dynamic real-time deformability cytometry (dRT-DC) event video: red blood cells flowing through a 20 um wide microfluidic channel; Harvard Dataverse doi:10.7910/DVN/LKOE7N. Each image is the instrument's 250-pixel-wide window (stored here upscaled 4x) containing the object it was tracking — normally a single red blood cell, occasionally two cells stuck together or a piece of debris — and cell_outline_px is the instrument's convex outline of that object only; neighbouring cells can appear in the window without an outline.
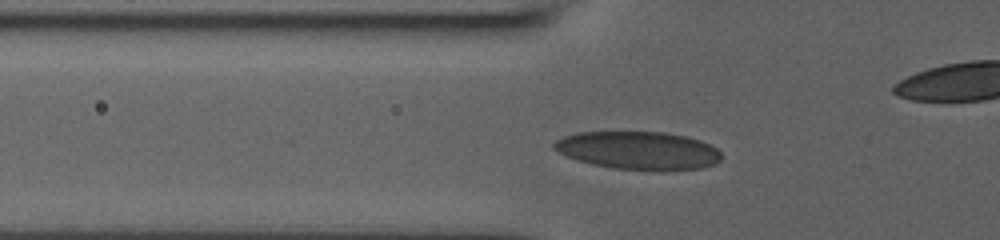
{"species": "human", "species_latin": "Homo sapiens", "temperature_condition": "room temperature", "stored_images_in_passage": 40, "camera_frame_rate_fps": 3000, "um_per_image_px": 0.085, "donor": {"sex": "male"}, "frame": {"image": 1, "passage_image": 13, "time_ms": 4.0, "image_size_px": [1000, 240], "cell_outline_px": [[724, 156], [716, 164], [700, 168], [616, 168], [592, 164], [576, 160], [556, 152], [552, 148], [552, 144], [556, 140], [564, 136], [576, 132], [664, 132], [684, 136], [700, 140], [716, 148]], "centroid_in_image_um": [54.2, 12.75], "position_along_channel_um": 71.6, "area_um2": 36.41}}
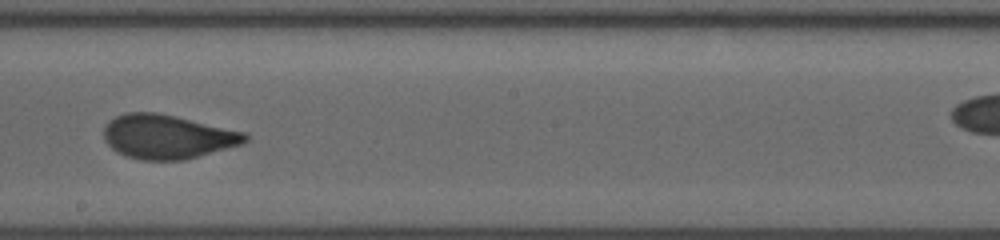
{"frame": {"image": 2, "passage_image": 25, "time_ms": 8.0, "image_size_px": [1000, 240], "cell_outline_px": [[248, 140], [240, 144], [184, 160], [140, 160], [116, 152], [104, 140], [104, 124], [108, 120], [124, 112], [156, 112], [176, 116], [248, 132]], "centroid_in_image_um": [14.21, 11.6], "position_along_channel_um": 234.0, "area_um2": 36.47}}
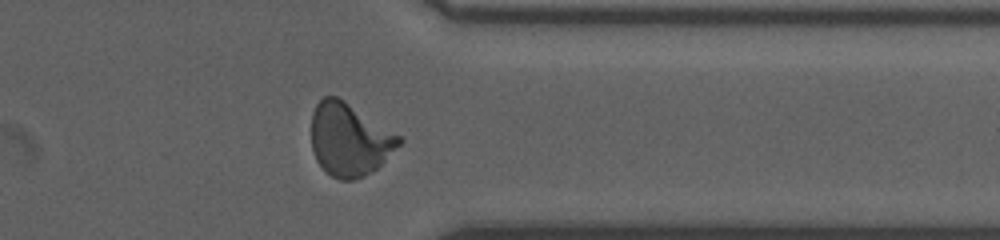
{"frame": {"image": 3, "passage_image": 36, "time_ms": 11.667, "image_size_px": [1000, 240], "cell_outline_px": [[404, 140], [372, 172], [364, 176], [352, 180], [340, 180], [332, 176], [316, 160], [312, 148], [312, 112], [316, 104], [324, 96], [336, 96], [344, 100], [400, 136]], "centroid_in_image_um": [29.68, 11.85], "position_along_channel_um": 381.7, "area_um2": 36.7}}